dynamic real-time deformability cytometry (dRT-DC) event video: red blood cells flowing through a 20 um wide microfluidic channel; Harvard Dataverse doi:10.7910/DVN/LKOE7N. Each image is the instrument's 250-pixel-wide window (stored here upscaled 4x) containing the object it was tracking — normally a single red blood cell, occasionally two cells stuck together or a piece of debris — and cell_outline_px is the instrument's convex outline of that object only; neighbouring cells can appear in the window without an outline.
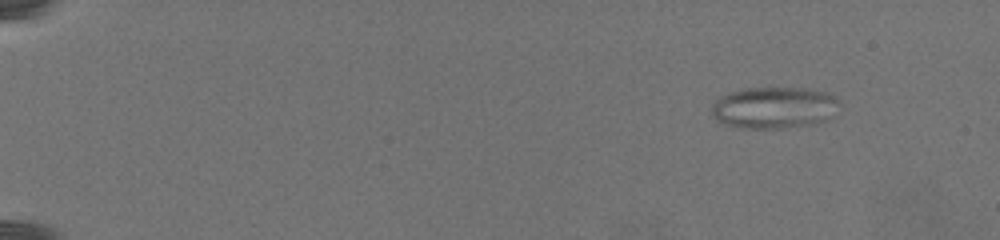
{"species": "common noctule bat (a hibernating species)", "species_latin": "Nyctalus noctula", "temperature_condition": "warm", "stored_images_in_passage": 53, "camera_frame_rate_fps": 3000, "um_per_image_px": 0.085, "animal": {"sex": "female", "body_mass_g": 19.5, "forearm_length_mm": 54.1}, "frame": {"image": 1, "passage_image": 1, "time_ms": 0.0, "image_size_px": [1000, 240], "cell_outline_px": [[840, 104], [836, 116], [828, 120], [812, 124], [780, 128], [744, 128], [724, 124], [716, 120], [712, 112], [712, 104], [716, 100], [732, 92], [748, 88], [804, 88], [824, 92], [832, 96]], "centroid_in_image_um": [65.84, 9.16], "position_along_channel_um": 19.2, "area_um2": 30.87}}
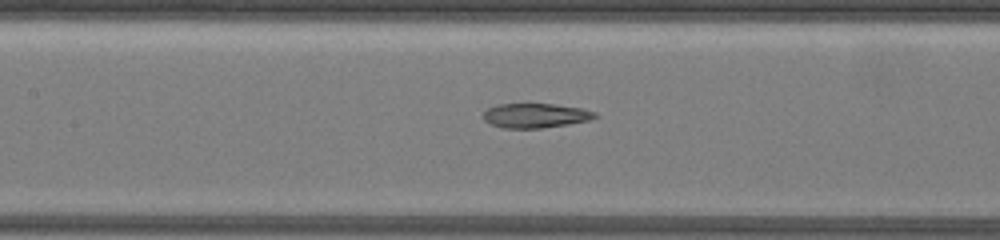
{"frame": {"image": 2, "passage_image": 25, "time_ms": 10.667, "image_size_px": [1000, 240], "cell_outline_px": [[596, 116], [588, 120], [568, 124], [540, 128], [500, 128], [488, 124], [484, 120], [484, 112], [488, 108], [496, 104], [556, 104], [580, 108], [596, 112]], "centroid_in_image_um": [45.45, 9.82], "position_along_channel_um": 161.9, "area_um2": 15.9}}
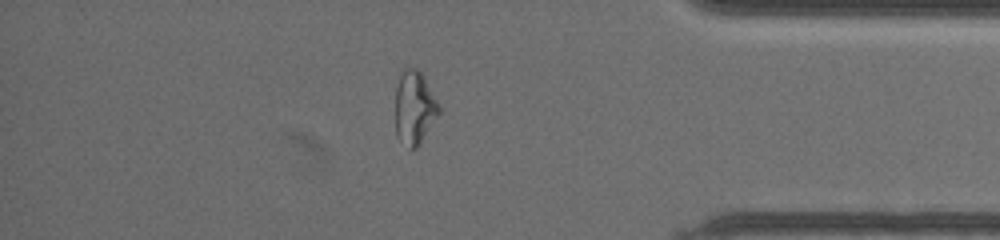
{"frame": {"image": 3, "passage_image": 46, "time_ms": 20.0, "image_size_px": [1000, 240], "cell_outline_px": [[440, 112], [416, 148], [408, 148], [396, 136], [396, 84], [404, 68], [416, 68], [424, 76], [440, 104]], "centroid_in_image_um": [35.23, 9.13], "position_along_channel_um": 400.0, "area_um2": 18.55}}